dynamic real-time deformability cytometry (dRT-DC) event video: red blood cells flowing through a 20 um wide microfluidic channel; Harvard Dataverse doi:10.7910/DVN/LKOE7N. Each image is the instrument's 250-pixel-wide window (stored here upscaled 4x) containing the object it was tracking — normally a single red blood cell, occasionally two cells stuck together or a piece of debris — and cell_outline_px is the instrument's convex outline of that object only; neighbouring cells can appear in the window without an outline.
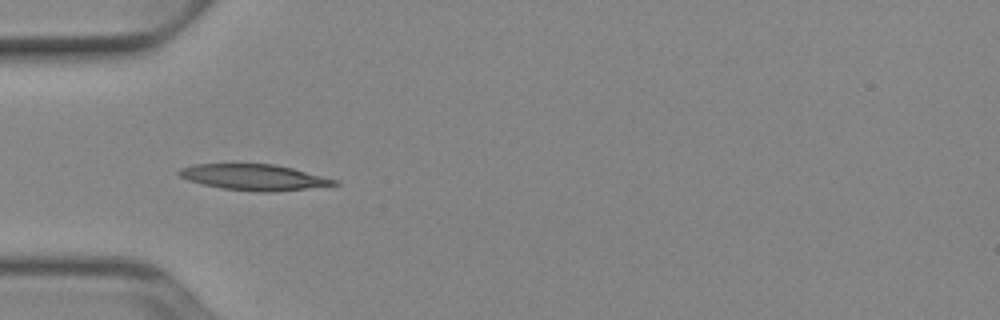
{"species": "Egyptian fruit bat (a non-hibernating species)", "species_latin": "Rousettus aegyptiacus", "temperature_condition": "cold", "stored_images_in_passage": 36, "camera_frame_rate_fps": 3000, "um_per_image_px": 0.085, "animal": {"sex": "female"}, "frame": {"image": 1, "passage_image": 1, "time_ms": 0.0, "image_size_px": [1000, 320], "cell_outline_px": [[340, 184], [268, 192], [256, 192], [224, 188], [204, 184], [188, 180], [180, 176], [176, 172], [180, 168], [196, 164], [272, 164], [292, 168], [340, 180]], "centroid_in_image_um": [21.59, 15.06], "position_along_channel_um": 63.4, "area_um2": 23.12}}
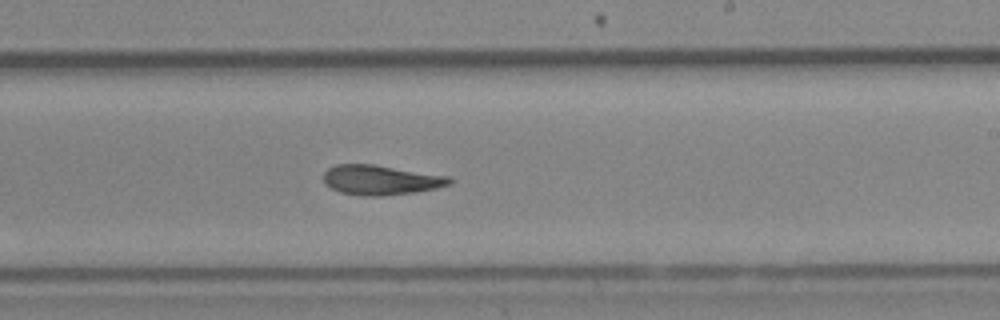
{"frame": {"image": 2, "passage_image": 16, "time_ms": 5.0, "image_size_px": [1000, 320], "cell_outline_px": [[452, 184], [436, 188], [412, 192], [380, 196], [360, 196], [340, 192], [324, 184], [324, 172], [328, 168], [336, 164], [376, 164], [448, 176], [452, 180]], "centroid_in_image_um": [32.34, 15.29], "position_along_channel_um": 256.7, "area_um2": 21.91}}
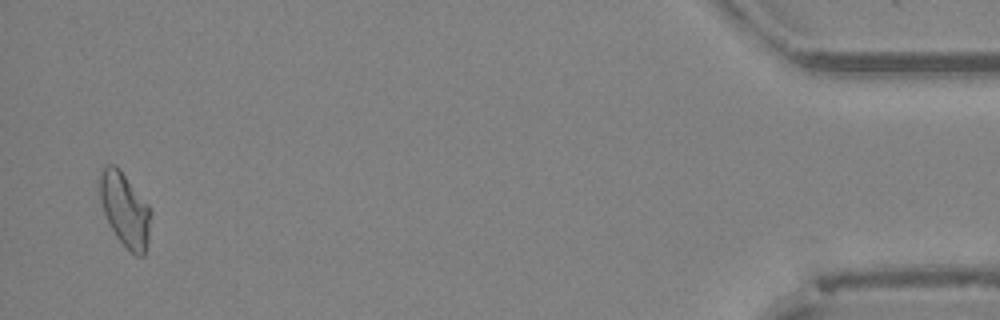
{"frame": {"image": 3, "passage_image": 35, "time_ms": 11.333, "image_size_px": [1000, 320], "cell_outline_px": [[152, 216], [148, 240], [144, 256], [136, 256], [116, 236], [104, 212], [100, 200], [96, 180], [100, 172], [108, 164], [116, 164], [120, 168], [148, 204], [152, 212]], "centroid_in_image_um": [10.61, 17.75], "position_along_channel_um": 424.6, "area_um2": 22.25}, "authors_computed_cell_mechanics": {"area_um2": 21.8195, "velocity_mm_per_s": 3.9288, "shape_relaxation_time_tau1_ms": 9.4366, "shape_relaxation_time_tau2_ms": 3.4666, "deformation_change_tau1": 0.2389, "deformation_change_tau2": 0.1144}}